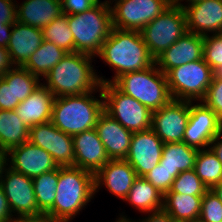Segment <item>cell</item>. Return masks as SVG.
I'll use <instances>...</instances> for the list:
<instances>
[{
    "label": "cell",
    "instance_id": "cell-34",
    "mask_svg": "<svg viewBox=\"0 0 222 222\" xmlns=\"http://www.w3.org/2000/svg\"><path fill=\"white\" fill-rule=\"evenodd\" d=\"M209 189L197 176L194 169L181 172L173 181L167 193H180L192 196H203Z\"/></svg>",
    "mask_w": 222,
    "mask_h": 222
},
{
    "label": "cell",
    "instance_id": "cell-32",
    "mask_svg": "<svg viewBox=\"0 0 222 222\" xmlns=\"http://www.w3.org/2000/svg\"><path fill=\"white\" fill-rule=\"evenodd\" d=\"M45 41L52 42L68 53H74V38L68 25L67 14L55 18L42 28Z\"/></svg>",
    "mask_w": 222,
    "mask_h": 222
},
{
    "label": "cell",
    "instance_id": "cell-52",
    "mask_svg": "<svg viewBox=\"0 0 222 222\" xmlns=\"http://www.w3.org/2000/svg\"><path fill=\"white\" fill-rule=\"evenodd\" d=\"M115 222H135V221L128 219L127 216L125 217V216L121 215V216L118 218V220L115 221Z\"/></svg>",
    "mask_w": 222,
    "mask_h": 222
},
{
    "label": "cell",
    "instance_id": "cell-23",
    "mask_svg": "<svg viewBox=\"0 0 222 222\" xmlns=\"http://www.w3.org/2000/svg\"><path fill=\"white\" fill-rule=\"evenodd\" d=\"M55 96L43 83L16 107L15 112L27 127L51 121Z\"/></svg>",
    "mask_w": 222,
    "mask_h": 222
},
{
    "label": "cell",
    "instance_id": "cell-12",
    "mask_svg": "<svg viewBox=\"0 0 222 222\" xmlns=\"http://www.w3.org/2000/svg\"><path fill=\"white\" fill-rule=\"evenodd\" d=\"M29 141L47 151L57 166H74L72 135L61 131L51 121L30 127Z\"/></svg>",
    "mask_w": 222,
    "mask_h": 222
},
{
    "label": "cell",
    "instance_id": "cell-35",
    "mask_svg": "<svg viewBox=\"0 0 222 222\" xmlns=\"http://www.w3.org/2000/svg\"><path fill=\"white\" fill-rule=\"evenodd\" d=\"M198 221L222 222V202L212 189H209L202 197Z\"/></svg>",
    "mask_w": 222,
    "mask_h": 222
},
{
    "label": "cell",
    "instance_id": "cell-39",
    "mask_svg": "<svg viewBox=\"0 0 222 222\" xmlns=\"http://www.w3.org/2000/svg\"><path fill=\"white\" fill-rule=\"evenodd\" d=\"M20 102H14L13 80L5 74L0 78V110H15Z\"/></svg>",
    "mask_w": 222,
    "mask_h": 222
},
{
    "label": "cell",
    "instance_id": "cell-45",
    "mask_svg": "<svg viewBox=\"0 0 222 222\" xmlns=\"http://www.w3.org/2000/svg\"><path fill=\"white\" fill-rule=\"evenodd\" d=\"M12 27H13V24L0 25V46L1 47L7 48V45L11 37Z\"/></svg>",
    "mask_w": 222,
    "mask_h": 222
},
{
    "label": "cell",
    "instance_id": "cell-2",
    "mask_svg": "<svg viewBox=\"0 0 222 222\" xmlns=\"http://www.w3.org/2000/svg\"><path fill=\"white\" fill-rule=\"evenodd\" d=\"M92 57L84 53H68L45 76L46 84L43 85L55 97L98 91L102 76L95 73Z\"/></svg>",
    "mask_w": 222,
    "mask_h": 222
},
{
    "label": "cell",
    "instance_id": "cell-38",
    "mask_svg": "<svg viewBox=\"0 0 222 222\" xmlns=\"http://www.w3.org/2000/svg\"><path fill=\"white\" fill-rule=\"evenodd\" d=\"M201 102L211 108L216 113L218 119L222 121V79L213 76L212 83Z\"/></svg>",
    "mask_w": 222,
    "mask_h": 222
},
{
    "label": "cell",
    "instance_id": "cell-14",
    "mask_svg": "<svg viewBox=\"0 0 222 222\" xmlns=\"http://www.w3.org/2000/svg\"><path fill=\"white\" fill-rule=\"evenodd\" d=\"M192 103L190 102V116L183 142L201 150L209 147L211 141L221 132V121L203 102L202 104Z\"/></svg>",
    "mask_w": 222,
    "mask_h": 222
},
{
    "label": "cell",
    "instance_id": "cell-48",
    "mask_svg": "<svg viewBox=\"0 0 222 222\" xmlns=\"http://www.w3.org/2000/svg\"><path fill=\"white\" fill-rule=\"evenodd\" d=\"M8 151L0 148V179L3 177L6 166L8 165Z\"/></svg>",
    "mask_w": 222,
    "mask_h": 222
},
{
    "label": "cell",
    "instance_id": "cell-31",
    "mask_svg": "<svg viewBox=\"0 0 222 222\" xmlns=\"http://www.w3.org/2000/svg\"><path fill=\"white\" fill-rule=\"evenodd\" d=\"M194 170L208 189L222 181V164L210 147L198 151Z\"/></svg>",
    "mask_w": 222,
    "mask_h": 222
},
{
    "label": "cell",
    "instance_id": "cell-5",
    "mask_svg": "<svg viewBox=\"0 0 222 222\" xmlns=\"http://www.w3.org/2000/svg\"><path fill=\"white\" fill-rule=\"evenodd\" d=\"M111 0L98 2L89 10L75 15L67 14L74 38V52L97 56L113 29Z\"/></svg>",
    "mask_w": 222,
    "mask_h": 222
},
{
    "label": "cell",
    "instance_id": "cell-44",
    "mask_svg": "<svg viewBox=\"0 0 222 222\" xmlns=\"http://www.w3.org/2000/svg\"><path fill=\"white\" fill-rule=\"evenodd\" d=\"M139 222H175V221L167 212L161 209V210L149 213L148 217L142 219L141 221L139 219Z\"/></svg>",
    "mask_w": 222,
    "mask_h": 222
},
{
    "label": "cell",
    "instance_id": "cell-29",
    "mask_svg": "<svg viewBox=\"0 0 222 222\" xmlns=\"http://www.w3.org/2000/svg\"><path fill=\"white\" fill-rule=\"evenodd\" d=\"M67 54L68 52L54 43L43 40L40 47L29 57L23 67L31 74L45 78L50 70Z\"/></svg>",
    "mask_w": 222,
    "mask_h": 222
},
{
    "label": "cell",
    "instance_id": "cell-6",
    "mask_svg": "<svg viewBox=\"0 0 222 222\" xmlns=\"http://www.w3.org/2000/svg\"><path fill=\"white\" fill-rule=\"evenodd\" d=\"M113 84L124 94L138 100L151 112L160 109L173 99L167 76L155 63L144 70L122 74Z\"/></svg>",
    "mask_w": 222,
    "mask_h": 222
},
{
    "label": "cell",
    "instance_id": "cell-26",
    "mask_svg": "<svg viewBox=\"0 0 222 222\" xmlns=\"http://www.w3.org/2000/svg\"><path fill=\"white\" fill-rule=\"evenodd\" d=\"M198 151L184 142L164 143L159 164L176 178L181 172L194 169Z\"/></svg>",
    "mask_w": 222,
    "mask_h": 222
},
{
    "label": "cell",
    "instance_id": "cell-4",
    "mask_svg": "<svg viewBox=\"0 0 222 222\" xmlns=\"http://www.w3.org/2000/svg\"><path fill=\"white\" fill-rule=\"evenodd\" d=\"M98 90L100 99L94 98L93 92L55 97L51 123L64 133L72 136L94 129L98 117L104 111L101 86Z\"/></svg>",
    "mask_w": 222,
    "mask_h": 222
},
{
    "label": "cell",
    "instance_id": "cell-13",
    "mask_svg": "<svg viewBox=\"0 0 222 222\" xmlns=\"http://www.w3.org/2000/svg\"><path fill=\"white\" fill-rule=\"evenodd\" d=\"M190 116V101L172 99L152 112V130L163 143L183 142Z\"/></svg>",
    "mask_w": 222,
    "mask_h": 222
},
{
    "label": "cell",
    "instance_id": "cell-8",
    "mask_svg": "<svg viewBox=\"0 0 222 222\" xmlns=\"http://www.w3.org/2000/svg\"><path fill=\"white\" fill-rule=\"evenodd\" d=\"M104 111L130 132L152 128V112L138 100L121 92L113 83L101 84Z\"/></svg>",
    "mask_w": 222,
    "mask_h": 222
},
{
    "label": "cell",
    "instance_id": "cell-50",
    "mask_svg": "<svg viewBox=\"0 0 222 222\" xmlns=\"http://www.w3.org/2000/svg\"><path fill=\"white\" fill-rule=\"evenodd\" d=\"M169 6H179V0H163Z\"/></svg>",
    "mask_w": 222,
    "mask_h": 222
},
{
    "label": "cell",
    "instance_id": "cell-21",
    "mask_svg": "<svg viewBox=\"0 0 222 222\" xmlns=\"http://www.w3.org/2000/svg\"><path fill=\"white\" fill-rule=\"evenodd\" d=\"M95 129L110 160L125 159L130 149L132 132L103 111L98 117Z\"/></svg>",
    "mask_w": 222,
    "mask_h": 222
},
{
    "label": "cell",
    "instance_id": "cell-17",
    "mask_svg": "<svg viewBox=\"0 0 222 222\" xmlns=\"http://www.w3.org/2000/svg\"><path fill=\"white\" fill-rule=\"evenodd\" d=\"M183 9L188 32L200 36L222 33V0H200Z\"/></svg>",
    "mask_w": 222,
    "mask_h": 222
},
{
    "label": "cell",
    "instance_id": "cell-28",
    "mask_svg": "<svg viewBox=\"0 0 222 222\" xmlns=\"http://www.w3.org/2000/svg\"><path fill=\"white\" fill-rule=\"evenodd\" d=\"M29 141V127L15 110H0V148L9 151Z\"/></svg>",
    "mask_w": 222,
    "mask_h": 222
},
{
    "label": "cell",
    "instance_id": "cell-53",
    "mask_svg": "<svg viewBox=\"0 0 222 222\" xmlns=\"http://www.w3.org/2000/svg\"><path fill=\"white\" fill-rule=\"evenodd\" d=\"M181 1H182V0H179V6L183 8V5H184V4H182ZM183 1H184V0H183ZM197 1H200V0H187V2H189L187 5H190V4H192V3H194V2H197Z\"/></svg>",
    "mask_w": 222,
    "mask_h": 222
},
{
    "label": "cell",
    "instance_id": "cell-49",
    "mask_svg": "<svg viewBox=\"0 0 222 222\" xmlns=\"http://www.w3.org/2000/svg\"><path fill=\"white\" fill-rule=\"evenodd\" d=\"M212 190L214 191V193L218 196V198L220 199V201L222 202V181L215 185Z\"/></svg>",
    "mask_w": 222,
    "mask_h": 222
},
{
    "label": "cell",
    "instance_id": "cell-36",
    "mask_svg": "<svg viewBox=\"0 0 222 222\" xmlns=\"http://www.w3.org/2000/svg\"><path fill=\"white\" fill-rule=\"evenodd\" d=\"M203 58L215 72L222 66V33L204 36Z\"/></svg>",
    "mask_w": 222,
    "mask_h": 222
},
{
    "label": "cell",
    "instance_id": "cell-40",
    "mask_svg": "<svg viewBox=\"0 0 222 222\" xmlns=\"http://www.w3.org/2000/svg\"><path fill=\"white\" fill-rule=\"evenodd\" d=\"M100 0H62L63 14L75 15L89 10Z\"/></svg>",
    "mask_w": 222,
    "mask_h": 222
},
{
    "label": "cell",
    "instance_id": "cell-3",
    "mask_svg": "<svg viewBox=\"0 0 222 222\" xmlns=\"http://www.w3.org/2000/svg\"><path fill=\"white\" fill-rule=\"evenodd\" d=\"M95 194L94 174L75 166H59L53 207L46 213L60 222H70Z\"/></svg>",
    "mask_w": 222,
    "mask_h": 222
},
{
    "label": "cell",
    "instance_id": "cell-46",
    "mask_svg": "<svg viewBox=\"0 0 222 222\" xmlns=\"http://www.w3.org/2000/svg\"><path fill=\"white\" fill-rule=\"evenodd\" d=\"M12 222H60L52 219L46 214L39 215L37 217H14Z\"/></svg>",
    "mask_w": 222,
    "mask_h": 222
},
{
    "label": "cell",
    "instance_id": "cell-11",
    "mask_svg": "<svg viewBox=\"0 0 222 222\" xmlns=\"http://www.w3.org/2000/svg\"><path fill=\"white\" fill-rule=\"evenodd\" d=\"M5 175L0 184L13 213L18 217H37L42 215L38 210L36 196L33 189V180L26 175L6 167Z\"/></svg>",
    "mask_w": 222,
    "mask_h": 222
},
{
    "label": "cell",
    "instance_id": "cell-33",
    "mask_svg": "<svg viewBox=\"0 0 222 222\" xmlns=\"http://www.w3.org/2000/svg\"><path fill=\"white\" fill-rule=\"evenodd\" d=\"M6 74L13 80L14 102L24 101L42 84L23 66H14Z\"/></svg>",
    "mask_w": 222,
    "mask_h": 222
},
{
    "label": "cell",
    "instance_id": "cell-41",
    "mask_svg": "<svg viewBox=\"0 0 222 222\" xmlns=\"http://www.w3.org/2000/svg\"><path fill=\"white\" fill-rule=\"evenodd\" d=\"M13 0H0V25L17 21V7Z\"/></svg>",
    "mask_w": 222,
    "mask_h": 222
},
{
    "label": "cell",
    "instance_id": "cell-51",
    "mask_svg": "<svg viewBox=\"0 0 222 222\" xmlns=\"http://www.w3.org/2000/svg\"><path fill=\"white\" fill-rule=\"evenodd\" d=\"M214 76L218 79H222V66L219 67L215 72H214Z\"/></svg>",
    "mask_w": 222,
    "mask_h": 222
},
{
    "label": "cell",
    "instance_id": "cell-18",
    "mask_svg": "<svg viewBox=\"0 0 222 222\" xmlns=\"http://www.w3.org/2000/svg\"><path fill=\"white\" fill-rule=\"evenodd\" d=\"M203 51L204 36L186 32L155 59V64L166 75L175 67L203 59Z\"/></svg>",
    "mask_w": 222,
    "mask_h": 222
},
{
    "label": "cell",
    "instance_id": "cell-47",
    "mask_svg": "<svg viewBox=\"0 0 222 222\" xmlns=\"http://www.w3.org/2000/svg\"><path fill=\"white\" fill-rule=\"evenodd\" d=\"M222 131L216 135V137L211 141L210 148L216 154L218 160L222 164Z\"/></svg>",
    "mask_w": 222,
    "mask_h": 222
},
{
    "label": "cell",
    "instance_id": "cell-10",
    "mask_svg": "<svg viewBox=\"0 0 222 222\" xmlns=\"http://www.w3.org/2000/svg\"><path fill=\"white\" fill-rule=\"evenodd\" d=\"M114 1L115 4L110 5L113 27L122 30L141 31L169 7L163 0Z\"/></svg>",
    "mask_w": 222,
    "mask_h": 222
},
{
    "label": "cell",
    "instance_id": "cell-9",
    "mask_svg": "<svg viewBox=\"0 0 222 222\" xmlns=\"http://www.w3.org/2000/svg\"><path fill=\"white\" fill-rule=\"evenodd\" d=\"M187 31L184 9L180 6H169L141 31L143 41L151 56L156 59L172 46Z\"/></svg>",
    "mask_w": 222,
    "mask_h": 222
},
{
    "label": "cell",
    "instance_id": "cell-25",
    "mask_svg": "<svg viewBox=\"0 0 222 222\" xmlns=\"http://www.w3.org/2000/svg\"><path fill=\"white\" fill-rule=\"evenodd\" d=\"M203 196H192L180 193H165L163 210L175 222H196L199 219Z\"/></svg>",
    "mask_w": 222,
    "mask_h": 222
},
{
    "label": "cell",
    "instance_id": "cell-15",
    "mask_svg": "<svg viewBox=\"0 0 222 222\" xmlns=\"http://www.w3.org/2000/svg\"><path fill=\"white\" fill-rule=\"evenodd\" d=\"M163 141L150 129L132 134L130 149L125 160L138 177H144L156 167L162 157Z\"/></svg>",
    "mask_w": 222,
    "mask_h": 222
},
{
    "label": "cell",
    "instance_id": "cell-1",
    "mask_svg": "<svg viewBox=\"0 0 222 222\" xmlns=\"http://www.w3.org/2000/svg\"><path fill=\"white\" fill-rule=\"evenodd\" d=\"M97 56L115 70L113 79L102 78V84L113 83L122 74L141 71L155 63L140 31L122 30L115 27Z\"/></svg>",
    "mask_w": 222,
    "mask_h": 222
},
{
    "label": "cell",
    "instance_id": "cell-22",
    "mask_svg": "<svg viewBox=\"0 0 222 222\" xmlns=\"http://www.w3.org/2000/svg\"><path fill=\"white\" fill-rule=\"evenodd\" d=\"M43 40L42 29L16 21L13 24L11 37L7 45L12 64L23 66L40 47Z\"/></svg>",
    "mask_w": 222,
    "mask_h": 222
},
{
    "label": "cell",
    "instance_id": "cell-30",
    "mask_svg": "<svg viewBox=\"0 0 222 222\" xmlns=\"http://www.w3.org/2000/svg\"><path fill=\"white\" fill-rule=\"evenodd\" d=\"M59 178V166L52 171L45 172L32 178L38 210L46 214L52 207L56 197Z\"/></svg>",
    "mask_w": 222,
    "mask_h": 222
},
{
    "label": "cell",
    "instance_id": "cell-37",
    "mask_svg": "<svg viewBox=\"0 0 222 222\" xmlns=\"http://www.w3.org/2000/svg\"><path fill=\"white\" fill-rule=\"evenodd\" d=\"M144 178L149 181L163 195L167 193L174 181L173 172L167 170L160 164L154 167Z\"/></svg>",
    "mask_w": 222,
    "mask_h": 222
},
{
    "label": "cell",
    "instance_id": "cell-43",
    "mask_svg": "<svg viewBox=\"0 0 222 222\" xmlns=\"http://www.w3.org/2000/svg\"><path fill=\"white\" fill-rule=\"evenodd\" d=\"M13 66L8 49L0 46V78H2Z\"/></svg>",
    "mask_w": 222,
    "mask_h": 222
},
{
    "label": "cell",
    "instance_id": "cell-27",
    "mask_svg": "<svg viewBox=\"0 0 222 222\" xmlns=\"http://www.w3.org/2000/svg\"><path fill=\"white\" fill-rule=\"evenodd\" d=\"M163 198L164 195L149 181L144 177H138L124 200L131 203L141 213L148 214L163 208Z\"/></svg>",
    "mask_w": 222,
    "mask_h": 222
},
{
    "label": "cell",
    "instance_id": "cell-20",
    "mask_svg": "<svg viewBox=\"0 0 222 222\" xmlns=\"http://www.w3.org/2000/svg\"><path fill=\"white\" fill-rule=\"evenodd\" d=\"M138 178L133 167L125 160H109L95 175V193L105 185L109 192L124 200Z\"/></svg>",
    "mask_w": 222,
    "mask_h": 222
},
{
    "label": "cell",
    "instance_id": "cell-7",
    "mask_svg": "<svg viewBox=\"0 0 222 222\" xmlns=\"http://www.w3.org/2000/svg\"><path fill=\"white\" fill-rule=\"evenodd\" d=\"M166 76L174 100L201 102L212 83L214 72L203 58L175 67Z\"/></svg>",
    "mask_w": 222,
    "mask_h": 222
},
{
    "label": "cell",
    "instance_id": "cell-19",
    "mask_svg": "<svg viewBox=\"0 0 222 222\" xmlns=\"http://www.w3.org/2000/svg\"><path fill=\"white\" fill-rule=\"evenodd\" d=\"M74 144V166L94 175L110 160L96 129L72 136Z\"/></svg>",
    "mask_w": 222,
    "mask_h": 222
},
{
    "label": "cell",
    "instance_id": "cell-16",
    "mask_svg": "<svg viewBox=\"0 0 222 222\" xmlns=\"http://www.w3.org/2000/svg\"><path fill=\"white\" fill-rule=\"evenodd\" d=\"M8 155L10 156L8 158L10 165L8 166L30 178L52 171L58 167L47 151L32 144L30 141L11 148L8 151Z\"/></svg>",
    "mask_w": 222,
    "mask_h": 222
},
{
    "label": "cell",
    "instance_id": "cell-42",
    "mask_svg": "<svg viewBox=\"0 0 222 222\" xmlns=\"http://www.w3.org/2000/svg\"><path fill=\"white\" fill-rule=\"evenodd\" d=\"M13 216L8 200L0 184V222H12L14 219Z\"/></svg>",
    "mask_w": 222,
    "mask_h": 222
},
{
    "label": "cell",
    "instance_id": "cell-24",
    "mask_svg": "<svg viewBox=\"0 0 222 222\" xmlns=\"http://www.w3.org/2000/svg\"><path fill=\"white\" fill-rule=\"evenodd\" d=\"M17 7V21L42 29L63 14L62 0H26Z\"/></svg>",
    "mask_w": 222,
    "mask_h": 222
}]
</instances>
